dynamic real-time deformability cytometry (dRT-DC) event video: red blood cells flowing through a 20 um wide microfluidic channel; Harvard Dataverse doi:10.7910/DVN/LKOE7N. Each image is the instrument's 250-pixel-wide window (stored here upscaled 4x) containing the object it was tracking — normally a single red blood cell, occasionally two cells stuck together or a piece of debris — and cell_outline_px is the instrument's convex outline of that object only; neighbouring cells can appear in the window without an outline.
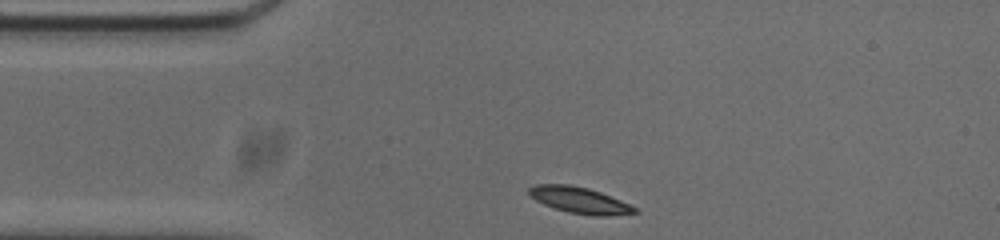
{"species": "common noctule bat (a hibernating species)", "species_latin": "Nyctalus noctula", "temperature_condition": "cold", "stored_images_in_passage": 33, "camera_frame_rate_fps": 3000, "um_per_image_px": 0.085, "animal": {"sex": "male", "body_mass_g": 20.0, "forearm_length_mm": 53.3}, "frame": {"image": 1, "passage_image": 1, "time_ms": 0.0, "image_size_px": [1000, 240], "cell_outline_px": [[640, 212], [608, 216], [592, 216], [568, 212], [544, 204], [536, 200], [528, 192], [528, 188], [536, 184], [568, 184], [588, 188], [600, 192], [620, 200], [636, 208]], "centroid_in_image_um": [49.27, 17.02], "position_along_channel_um": 35.7, "area_um2": 16.01}}
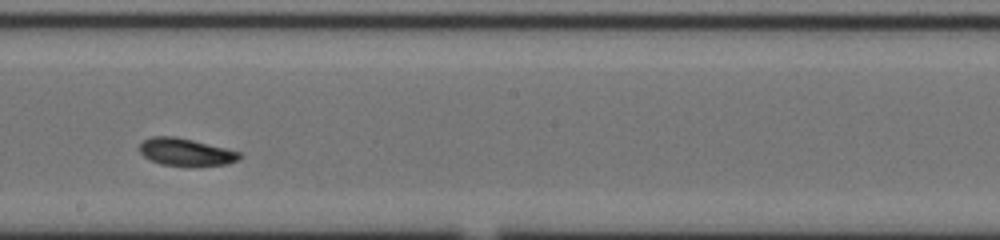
{"frame": {"image": 2, "passage_image": 19, "time_ms": 6.0, "image_size_px": [1000, 240], "cell_outline_px": [[240, 156], [236, 160], [228, 164], [160, 164], [144, 156], [140, 152], [140, 144], [144, 140], [152, 136], [172, 136], [192, 140], [240, 152]], "centroid_in_image_um": [15.74, 12.89], "position_along_channel_um": 232.5, "area_um2": 15.14}}
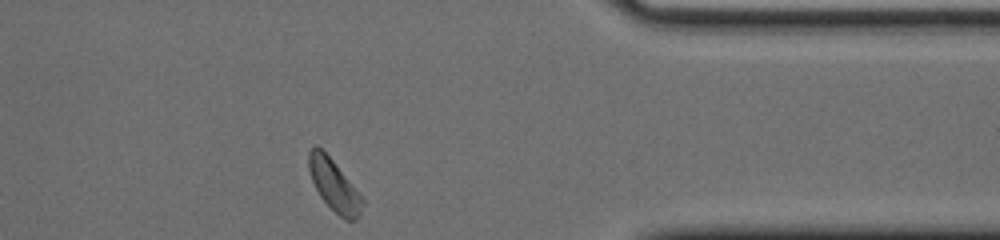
{"frame": {"image": 3, "passage_image": 33, "time_ms": 10.667, "image_size_px": [1000, 240], "cell_outline_px": [[364, 204], [360, 216], [356, 220], [344, 220], [320, 196], [312, 180], [308, 168], [308, 152], [316, 144], [332, 160], [364, 200]], "centroid_in_image_um": [28.4, 15.77], "position_along_channel_um": 383.0, "area_um2": 15.66}, "authors_computed_cell_mechanics": {"area_um2": 16.0684, "velocity_mm_per_s": 3.6942, "shape_relaxation_time_tau1_ms": 2.6178, "shape_relaxation_time_tau2_ms": 3.0322, "deformation_change_tau1": 0.1092, "deformation_change_tau2": 0.0782}}